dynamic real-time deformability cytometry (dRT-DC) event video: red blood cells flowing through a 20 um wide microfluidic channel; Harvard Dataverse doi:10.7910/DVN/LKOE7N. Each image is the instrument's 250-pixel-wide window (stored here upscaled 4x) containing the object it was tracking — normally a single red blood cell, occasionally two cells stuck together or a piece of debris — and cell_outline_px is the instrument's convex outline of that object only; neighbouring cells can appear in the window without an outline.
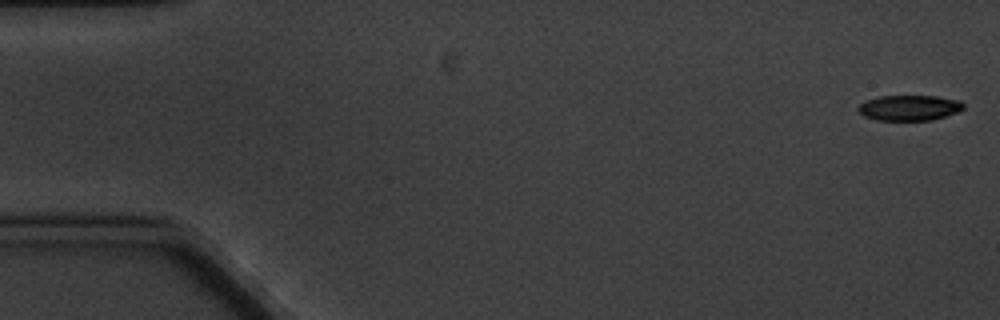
{"species": "common noctule bat (a hibernating species)", "species_latin": "Nyctalus noctula", "temperature_condition": "cold", "stored_images_in_passage": 6, "camera_frame_rate_fps": 3000, "um_per_image_px": 0.085, "animal": {"sex": "male", "body_mass_g": 20.1, "forearm_length_mm": 53.5}, "frame": {"image": 1, "passage_image": 1, "time_ms": 0.0, "image_size_px": [1000, 320], "cell_outline_px": [[964, 108], [956, 112], [932, 120], [876, 120], [864, 116], [856, 108], [860, 104], [868, 100], [880, 96], [936, 96], [960, 100], [964, 104]], "centroid_in_image_um": [77.29, 9.16], "position_along_channel_um": 7.7, "area_um2": 15.49}}
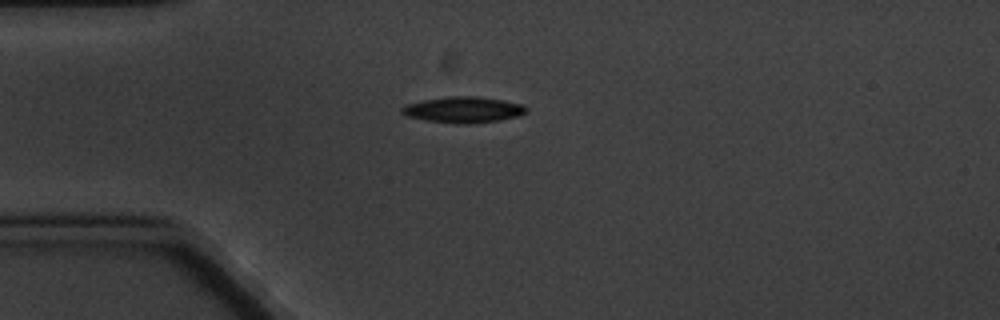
{"frame": {"image": 2, "passage_image": 5, "time_ms": 4.667, "image_size_px": [1000, 320], "cell_outline_px": [[528, 112], [520, 116], [500, 120], [472, 124], [456, 124], [424, 120], [404, 116], [400, 112], [400, 108], [404, 104], [424, 100], [448, 96], [476, 96], [504, 100], [524, 104], [528, 108]], "centroid_in_image_um": [39.39, 9.33], "position_along_channel_um": 45.6, "area_um2": 19.36}}